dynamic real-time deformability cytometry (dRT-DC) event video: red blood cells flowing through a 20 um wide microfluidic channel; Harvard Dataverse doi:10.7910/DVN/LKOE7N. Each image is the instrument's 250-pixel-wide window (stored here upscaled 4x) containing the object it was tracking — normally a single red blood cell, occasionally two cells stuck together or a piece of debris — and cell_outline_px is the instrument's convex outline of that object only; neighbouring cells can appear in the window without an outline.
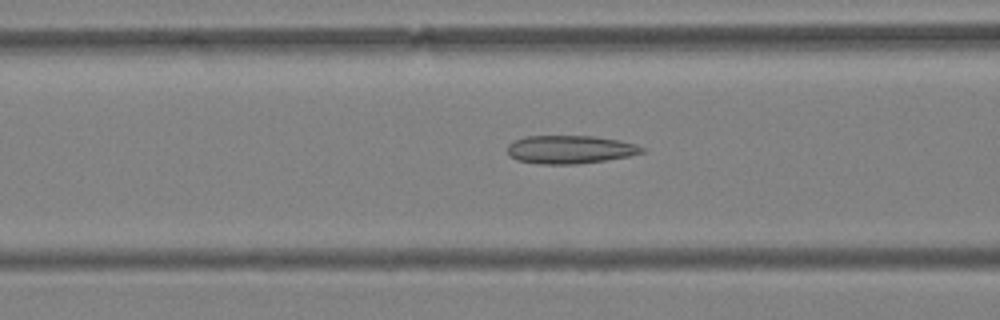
{"species": "Egyptian fruit bat (a non-hibernating species)", "species_latin": "Rousettus aegyptiacus", "temperature_condition": "warm", "stored_images_in_passage": 51, "camera_frame_rate_fps": 3000, "um_per_image_px": 0.085, "animal": {"sex": "female"}, "frame": {"image": 1, "passage_image": 18, "time_ms": 5.667, "image_size_px": [1000, 320], "cell_outline_px": [[648, 148], [644, 152], [628, 156], [604, 160], [576, 164], [540, 164], [516, 160], [508, 156], [508, 144], [524, 136], [592, 136], [616, 140], [636, 144]], "centroid_in_image_um": [48.44, 12.71], "position_along_channel_um": 118.2, "area_um2": 22.08}}
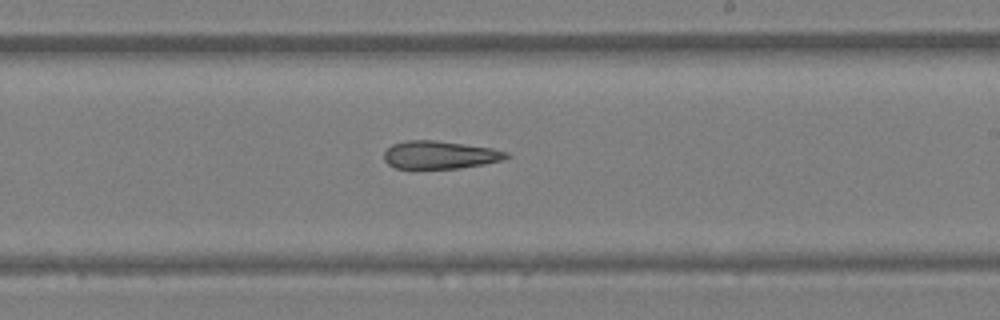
{"frame": {"image": 2, "passage_image": 29, "time_ms": 9.333, "image_size_px": [1000, 320], "cell_outline_px": [[512, 156], [504, 160], [484, 164], [460, 168], [396, 168], [388, 164], [384, 160], [384, 152], [392, 144], [408, 140], [432, 140], [464, 144], [492, 148], [508, 152]], "centroid_in_image_um": [37.42, 13.16], "position_along_channel_um": 251.6, "area_um2": 19.88}}
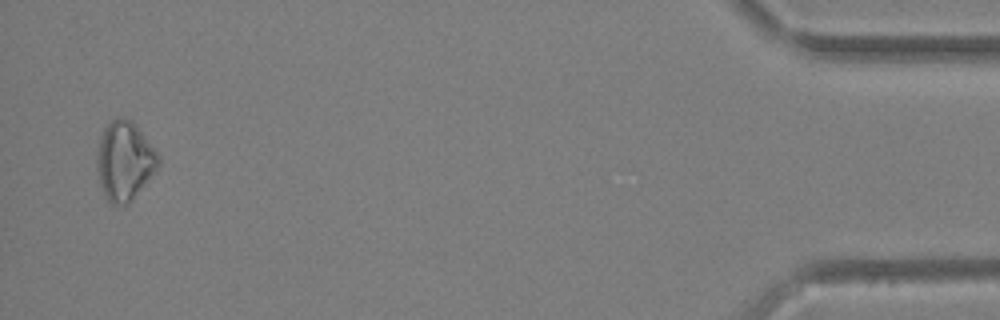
{"frame": {"image": 3, "passage_image": 50, "time_ms": 16.333, "image_size_px": [1000, 320], "cell_outline_px": [[160, 164], [128, 204], [112, 204], [104, 196], [100, 184], [96, 168], [96, 152], [104, 128], [112, 120], [120, 116], [124, 116], [132, 120], [160, 156]], "centroid_in_image_um": [10.56, 13.65], "position_along_channel_um": 424.6, "area_um2": 28.09}}